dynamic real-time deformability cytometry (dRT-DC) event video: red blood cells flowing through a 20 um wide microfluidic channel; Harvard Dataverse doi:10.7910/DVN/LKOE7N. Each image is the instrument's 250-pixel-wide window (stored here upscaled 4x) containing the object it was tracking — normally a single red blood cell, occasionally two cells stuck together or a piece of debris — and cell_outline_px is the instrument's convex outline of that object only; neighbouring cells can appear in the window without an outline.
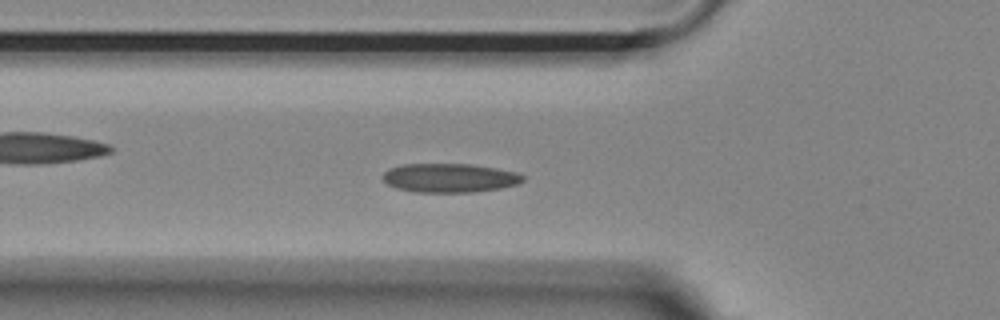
{"species": "Egyptian fruit bat (a non-hibernating species)", "species_latin": "Rousettus aegyptiacus", "temperature_condition": "room temperature", "stored_images_in_passage": 55, "camera_frame_rate_fps": 3000, "um_per_image_px": 0.085, "animal": {"sex": "female"}, "frame": {"image": 1, "passage_image": 18, "time_ms": 5.667, "image_size_px": [1000, 320], "cell_outline_px": [[524, 180], [516, 184], [500, 188], [472, 192], [416, 192], [396, 188], [388, 184], [384, 180], [384, 172], [392, 168], [404, 164], [472, 164], [496, 168], [516, 172], [524, 176]], "centroid_in_image_um": [38.23, 15.12], "position_along_channel_um": 87.6, "area_um2": 23.41}}
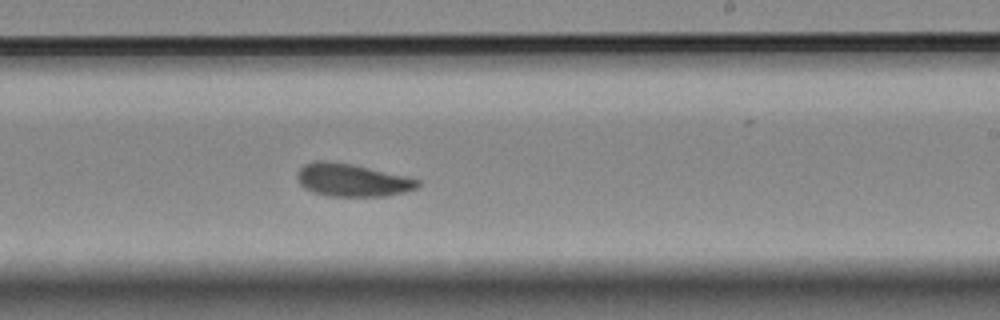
{"frame": {"image": 2, "passage_image": 32, "time_ms": 10.333, "image_size_px": [1000, 320], "cell_outline_px": [[420, 184], [416, 188], [404, 192], [388, 196], [328, 196], [312, 192], [304, 188], [300, 184], [296, 176], [296, 172], [304, 164], [316, 160], [328, 160], [352, 164], [408, 176], [420, 180]], "centroid_in_image_um": [29.91, 15.3], "position_along_channel_um": 259.1, "area_um2": 23.29}}
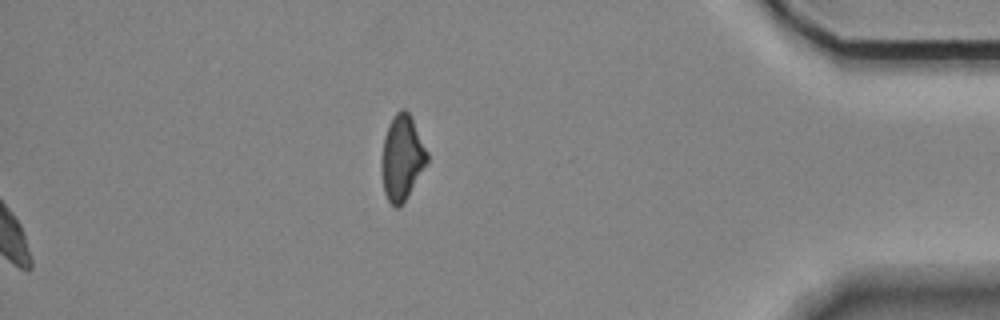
{"frame": {"image": 3, "passage_image": 55, "time_ms": 18.0, "image_size_px": [1000, 320], "cell_outline_px": [[428, 160], [404, 200], [396, 208], [388, 200], [384, 192], [380, 164], [380, 160], [384, 136], [388, 124], [392, 116], [400, 108], [404, 108], [408, 112], [428, 152]], "centroid_in_image_um": [34.12, 13.35], "position_along_channel_um": 401.1, "area_um2": 22.25}, "authors_computed_cell_mechanics": {"area_um2": 22.7732, "velocity_mm_per_s": 3.6719, "shape_relaxation_time_tau1_ms": 5.6963, "shape_relaxation_time_tau2_ms": 1.3221, "deformation_change_tau1": 0.1254, "deformation_change_tau2": 0.057}}